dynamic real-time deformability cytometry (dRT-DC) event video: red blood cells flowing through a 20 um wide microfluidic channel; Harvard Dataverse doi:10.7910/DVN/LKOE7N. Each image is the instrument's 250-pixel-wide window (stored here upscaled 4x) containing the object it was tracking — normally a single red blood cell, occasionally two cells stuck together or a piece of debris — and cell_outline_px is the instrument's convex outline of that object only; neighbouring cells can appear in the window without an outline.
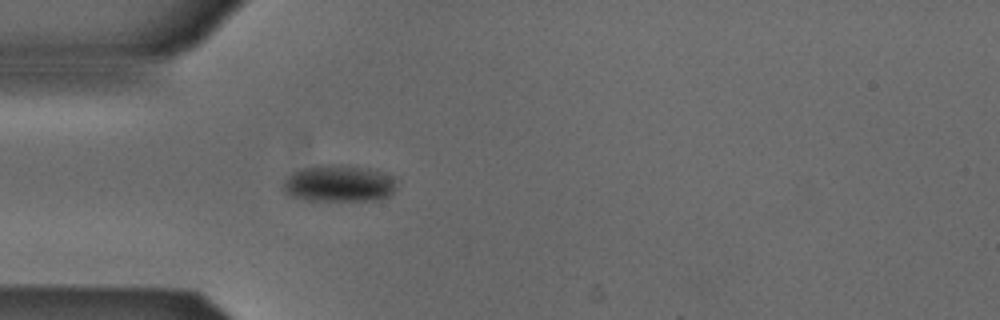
{"species": "Egyptian fruit bat (a non-hibernating species)", "species_latin": "Rousettus aegyptiacus", "temperature_condition": "cold", "stored_images_in_passage": 4, "camera_frame_rate_fps": 3000, "um_per_image_px": 0.085, "animal": {"sex": "male"}, "frame": {"image": 1, "passage_image": 4, "time_ms": 1.0, "image_size_px": [1000, 320], "cell_outline_px": [[396, 188], [388, 196], [380, 200], [304, 200], [292, 196], [284, 192], [280, 188], [280, 184], [292, 172], [300, 168], [320, 164], [340, 164], [368, 168], [384, 172], [392, 176], [396, 184]], "centroid_in_image_um": [28.76, 15.58], "position_along_channel_um": 56.2, "area_um2": 24.8}}